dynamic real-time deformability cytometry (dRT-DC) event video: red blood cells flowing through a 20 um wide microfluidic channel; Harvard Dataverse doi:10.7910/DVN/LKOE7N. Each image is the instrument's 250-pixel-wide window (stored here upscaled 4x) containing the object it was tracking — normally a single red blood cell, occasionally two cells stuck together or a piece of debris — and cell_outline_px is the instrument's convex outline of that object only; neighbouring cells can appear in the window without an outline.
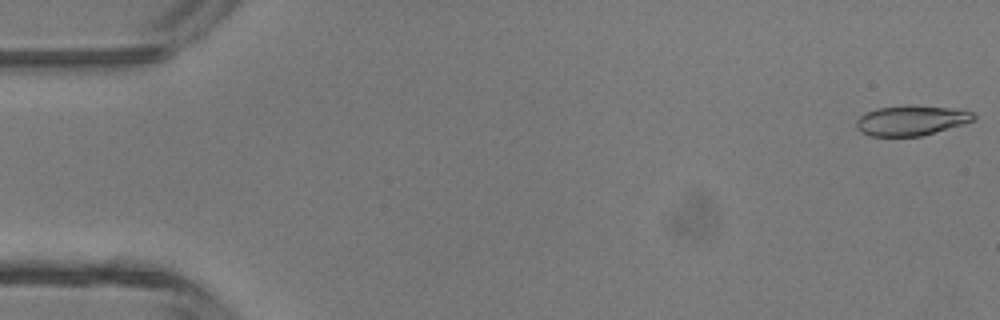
{"species": "common noctule bat (a hibernating species)", "species_latin": "Nyctalus noctula", "temperature_condition": "room temperature", "stored_images_in_passage": 4, "camera_frame_rate_fps": 3000, "um_per_image_px": 0.085, "animal": {"sex": "male", "body_mass_g": 13.3}, "frame": {"image": 1, "passage_image": 1, "time_ms": 0.0, "image_size_px": [1000, 320], "cell_outline_px": [[976, 120], [964, 124], [920, 136], [868, 136], [860, 132], [856, 128], [856, 120], [860, 116], [876, 108], [904, 104], [912, 104], [948, 108], [972, 112], [976, 116]], "centroid_in_image_um": [77.43, 10.23], "position_along_channel_um": 7.6, "area_um2": 20.75}}
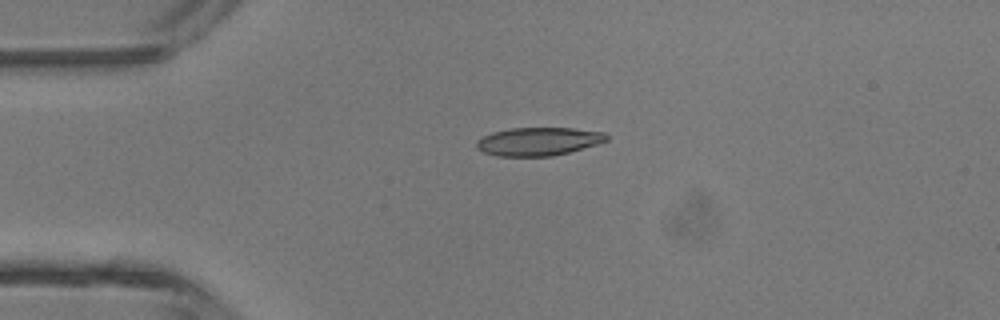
{"frame": {"image": 2, "passage_image": 3, "time_ms": 0.667, "image_size_px": [1000, 320], "cell_outline_px": [[608, 140], [596, 144], [568, 152], [552, 156], [496, 156], [484, 152], [476, 148], [476, 140], [492, 132], [512, 128], [572, 128], [604, 132], [608, 136]], "centroid_in_image_um": [45.74, 12.02], "position_along_channel_um": 39.3, "area_um2": 21.27}}